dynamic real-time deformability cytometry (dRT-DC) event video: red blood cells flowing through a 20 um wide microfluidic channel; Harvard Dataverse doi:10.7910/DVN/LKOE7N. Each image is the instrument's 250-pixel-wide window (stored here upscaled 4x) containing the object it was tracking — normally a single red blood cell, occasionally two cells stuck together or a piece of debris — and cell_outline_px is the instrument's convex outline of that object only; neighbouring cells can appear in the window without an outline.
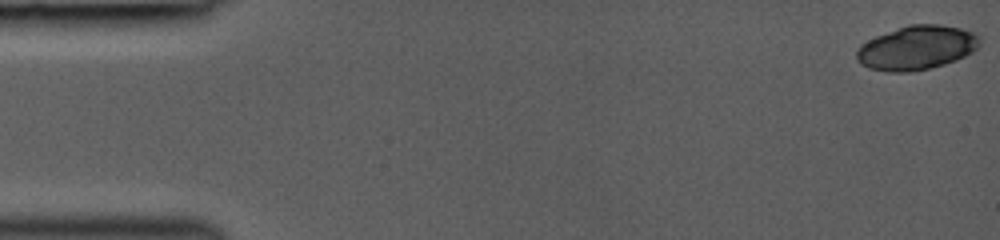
{"species": "common noctule bat (a hibernating species)", "species_latin": "Nyctalus noctula", "temperature_condition": "room temperature", "stored_images_in_passage": 11, "camera_frame_rate_fps": 3000, "um_per_image_px": 0.085, "animal": {"sex": "female", "body_mass_g": 19.0, "forearm_length_mm": 53.3}, "frame": {"image": 1, "passage_image": 1, "time_ms": 0.0, "image_size_px": [1000, 240], "cell_outline_px": [[980, 44], [972, 52], [956, 60], [944, 64], [912, 72], [888, 72], [868, 68], [860, 64], [856, 60], [856, 48], [860, 44], [876, 36], [908, 24], [940, 24], [960, 28], [976, 32], [980, 36]], "centroid_in_image_um": [77.9, 4.05], "position_along_channel_um": 7.1, "area_um2": 31.91}}